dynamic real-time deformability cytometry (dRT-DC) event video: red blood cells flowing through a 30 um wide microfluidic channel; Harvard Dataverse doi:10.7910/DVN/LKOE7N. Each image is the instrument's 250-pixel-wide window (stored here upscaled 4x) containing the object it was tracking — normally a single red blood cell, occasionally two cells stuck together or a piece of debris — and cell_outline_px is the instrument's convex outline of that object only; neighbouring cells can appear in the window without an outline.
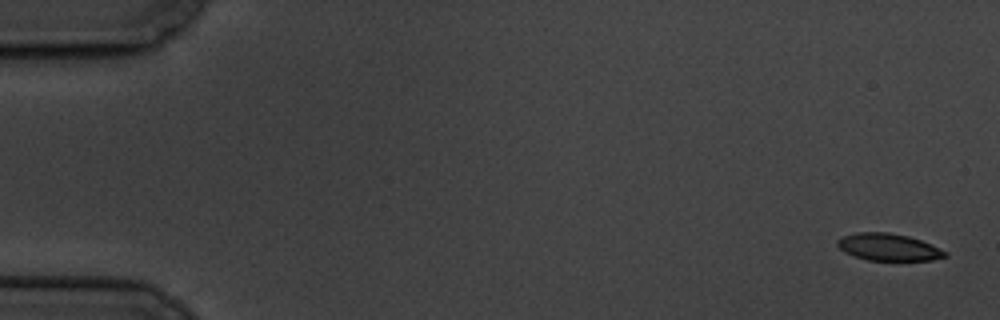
{"species": "common noctule bat (a hibernating species)", "species_latin": "Nyctalus noctula", "temperature_condition": "cold", "stored_images_in_passage": 5, "camera_frame_rate_fps": 3000, "um_per_image_px": 0.085, "animal": {"sex": "male", "body_mass_g": 19.5, "forearm_length_mm": 54.6}, "frame": {"image": 1, "passage_image": 1, "time_ms": 0.0, "image_size_px": [1000, 320], "cell_outline_px": [[948, 256], [932, 260], [868, 260], [844, 252], [836, 244], [836, 240], [844, 236], [856, 232], [888, 232], [908, 236], [920, 240], [948, 252]], "centroid_in_image_um": [75.51, 21.0], "position_along_channel_um": 9.5, "area_um2": 16.88}}
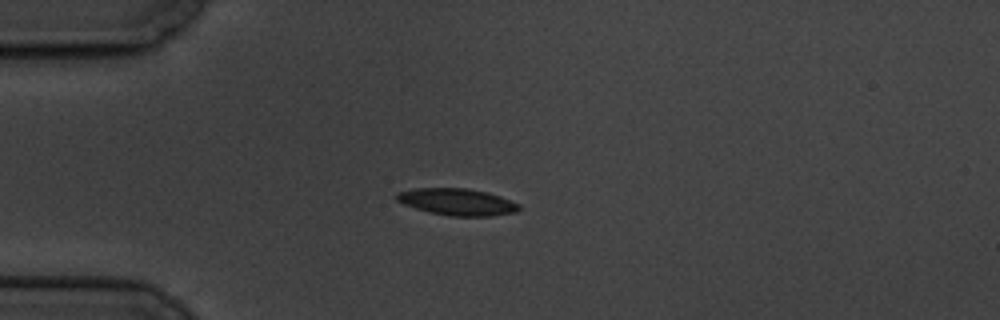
{"frame": {"image": 2, "passage_image": 5, "time_ms": 4.667, "image_size_px": [1000, 320], "cell_outline_px": [[520, 208], [516, 212], [492, 216], [448, 216], [428, 212], [404, 204], [396, 200], [396, 192], [416, 188], [468, 188], [488, 192], [500, 196], [520, 204]], "centroid_in_image_um": [38.86, 17.16], "position_along_channel_um": 46.1, "area_um2": 19.25}}